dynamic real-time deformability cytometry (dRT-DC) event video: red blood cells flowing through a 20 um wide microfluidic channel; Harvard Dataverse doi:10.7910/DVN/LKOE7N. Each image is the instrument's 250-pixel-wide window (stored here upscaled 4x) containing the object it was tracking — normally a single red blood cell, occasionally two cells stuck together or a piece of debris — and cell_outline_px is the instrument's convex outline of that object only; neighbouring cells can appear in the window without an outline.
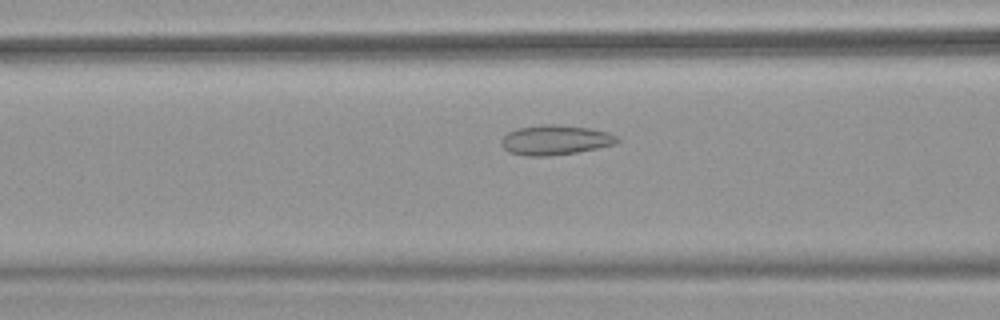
{"species": "common noctule bat (a hibernating species)", "species_latin": "Nyctalus noctula", "temperature_condition": "warm", "stored_images_in_passage": 43, "camera_frame_rate_fps": 3000, "um_per_image_px": 0.085, "animal": {"sex": "female", "body_mass_g": 18.4}, "frame": {"image": 1, "passage_image": 13, "time_ms": 4.0, "image_size_px": [1000, 320], "cell_outline_px": [[620, 140], [616, 144], [576, 152], [552, 156], [524, 156], [508, 152], [500, 144], [500, 140], [508, 132], [516, 128], [544, 124], [556, 124], [592, 128], [608, 132], [616, 136]], "centroid_in_image_um": [47.17, 11.9], "position_along_channel_um": 119.4, "area_um2": 20.35}}
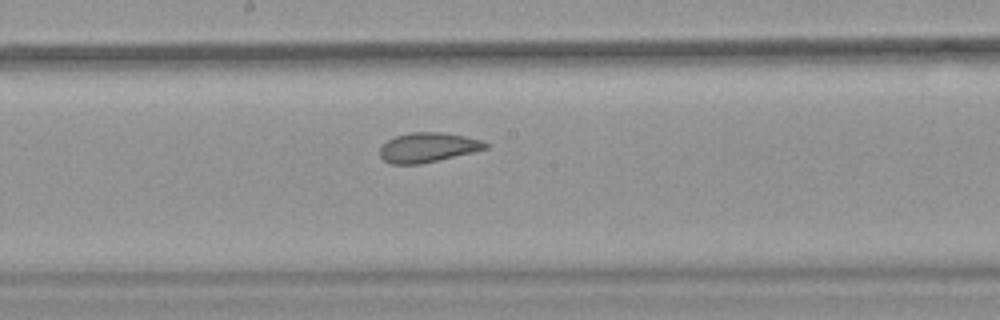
{"frame": {"image": 2, "passage_image": 20, "time_ms": 6.333, "image_size_px": [1000, 320], "cell_outline_px": [[488, 148], [476, 152], [420, 164], [392, 164], [384, 160], [380, 156], [380, 148], [388, 140], [396, 136], [408, 132], [440, 132], [464, 136], [480, 140], [488, 144]], "centroid_in_image_um": [36.38, 12.53], "position_along_channel_um": 211.8, "area_um2": 18.21}}
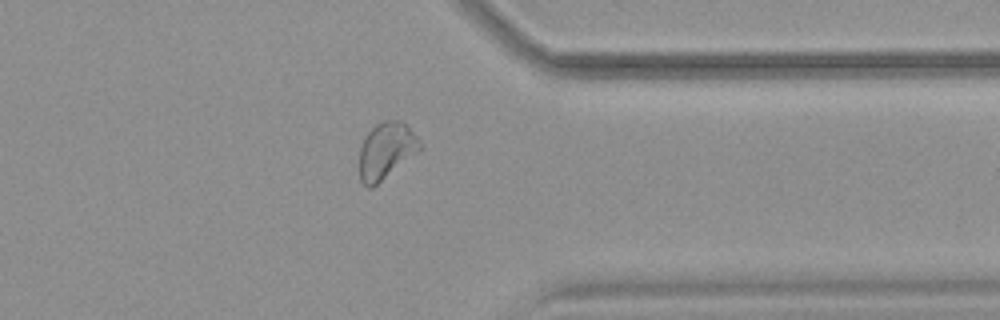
{"frame": {"image": 3, "passage_image": 33, "time_ms": 10.667, "image_size_px": [1000, 320], "cell_outline_px": [[420, 148], [416, 152], [372, 188], [368, 188], [360, 180], [360, 148], [368, 132], [376, 124], [384, 120], [400, 120], [408, 124], [420, 140]], "centroid_in_image_um": [32.82, 12.77], "position_along_channel_um": 378.6, "area_um2": 19.54}, "authors_computed_cell_mechanics": {"area_um2": 20.3456, "velocity_mm_per_s": 3.9799, "shape_relaxation_time_tau1_ms": null, "shape_relaxation_time_tau2_ms": 1.1023, "deformation_change_tau1": null, "deformation_change_tau2": 0.0622}}